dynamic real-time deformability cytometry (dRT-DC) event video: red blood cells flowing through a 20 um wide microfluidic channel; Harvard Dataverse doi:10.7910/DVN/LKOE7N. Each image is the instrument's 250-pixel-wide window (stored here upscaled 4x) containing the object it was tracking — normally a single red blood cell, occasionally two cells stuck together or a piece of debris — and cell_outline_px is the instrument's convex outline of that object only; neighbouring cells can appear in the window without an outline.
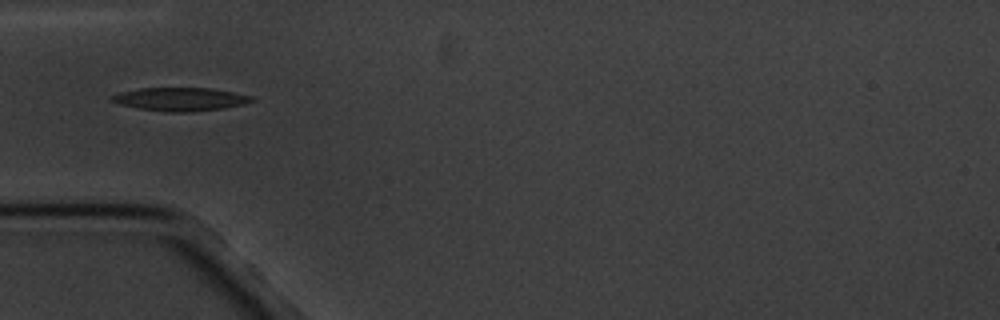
{"species": "common noctule bat (a hibernating species)", "species_latin": "Nyctalus noctula", "temperature_condition": "cold", "stored_images_in_passage": 4, "camera_frame_rate_fps": 3000, "um_per_image_px": 0.085, "animal": {"sex": "male", "body_mass_g": 20.1, "forearm_length_mm": 53.5}, "frame": {"image": 1, "passage_image": 2, "time_ms": 1.333, "image_size_px": [1000, 320], "cell_outline_px": [[256, 100], [244, 104], [224, 108], [192, 112], [168, 112], [136, 108], [120, 104], [108, 100], [108, 96], [120, 92], [140, 88], [212, 88], [252, 96]], "centroid_in_image_um": [15.29, 8.43], "position_along_channel_um": 69.7, "area_um2": 19.19}}
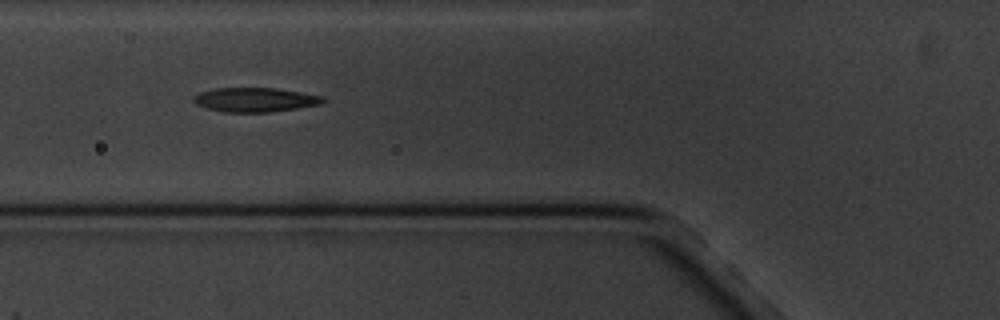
{"frame": {"image": 2, "passage_image": 3, "time_ms": 2.333, "image_size_px": [1000, 320], "cell_outline_px": [[328, 100], [320, 104], [296, 108], [268, 112], [224, 112], [208, 108], [196, 104], [192, 100], [192, 96], [200, 92], [216, 88], [276, 88], [324, 96]], "centroid_in_image_um": [21.68, 8.47], "position_along_channel_um": 104.1, "area_um2": 18.26}}
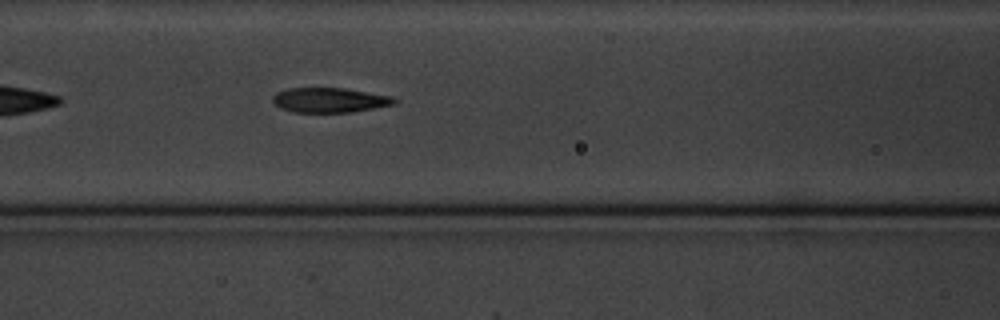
{"frame": {"image": 3, "passage_image": 4, "time_ms": 3.333, "image_size_px": [1000, 320], "cell_outline_px": [[396, 104], [352, 112], [292, 112], [280, 108], [272, 100], [272, 96], [276, 92], [288, 88], [344, 88], [388, 96], [396, 100]], "centroid_in_image_um": [27.96, 8.51], "position_along_channel_um": 138.6, "area_um2": 17.4}}